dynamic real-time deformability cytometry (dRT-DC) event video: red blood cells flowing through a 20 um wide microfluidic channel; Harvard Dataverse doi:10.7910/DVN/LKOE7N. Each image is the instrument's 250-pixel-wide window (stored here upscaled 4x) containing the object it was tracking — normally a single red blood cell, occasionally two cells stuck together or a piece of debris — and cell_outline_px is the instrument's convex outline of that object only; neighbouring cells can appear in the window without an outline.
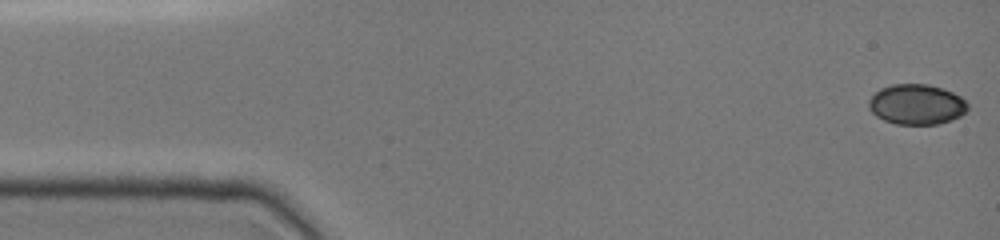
{"species": "common noctule bat (a hibernating species)", "species_latin": "Nyctalus noctula", "temperature_condition": "cold", "stored_images_in_passage": 9, "camera_frame_rate_fps": 3000, "um_per_image_px": 0.085, "animal": {"sex": "female", "body_mass_g": 19.0, "forearm_length_mm": 51.5}, "frame": {"image": 1, "passage_image": 1, "time_ms": 0.0, "image_size_px": [1000, 240], "cell_outline_px": [[968, 108], [960, 116], [952, 120], [936, 124], [896, 124], [884, 120], [876, 116], [868, 108], [868, 100], [880, 88], [892, 84], [928, 84], [952, 92], [960, 96], [968, 104]], "centroid_in_image_um": [77.89, 8.87], "position_along_channel_um": 7.1, "area_um2": 23.18}}
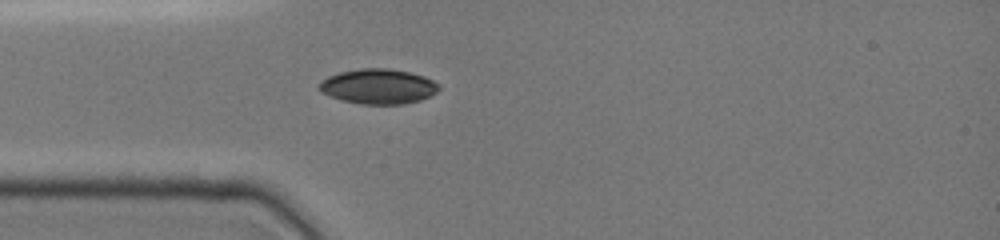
{"frame": {"image": 2, "passage_image": 6, "time_ms": 4.0, "image_size_px": [1000, 240], "cell_outline_px": [[440, 88], [436, 92], [420, 100], [404, 104], [364, 104], [344, 100], [332, 96], [316, 88], [328, 76], [340, 72], [360, 68], [388, 68], [408, 72], [424, 76], [440, 84]], "centroid_in_image_um": [32.19, 7.33], "position_along_channel_um": 52.8, "area_um2": 24.1}}
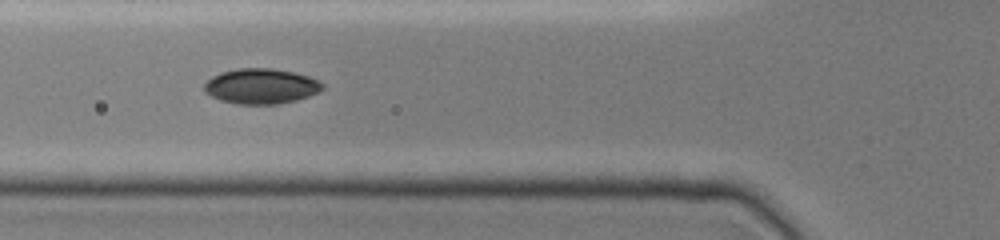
{"frame": {"image": 3, "passage_image": 8, "time_ms": 5.333, "image_size_px": [1000, 240], "cell_outline_px": [[324, 88], [308, 96], [296, 100], [276, 104], [240, 104], [220, 100], [204, 92], [204, 84], [212, 76], [220, 72], [236, 68], [272, 68], [292, 72], [308, 76], [324, 84]], "centroid_in_image_um": [22.16, 7.32], "position_along_channel_um": 103.6, "area_um2": 24.16}}